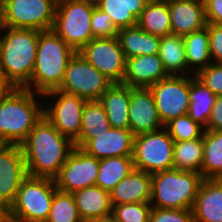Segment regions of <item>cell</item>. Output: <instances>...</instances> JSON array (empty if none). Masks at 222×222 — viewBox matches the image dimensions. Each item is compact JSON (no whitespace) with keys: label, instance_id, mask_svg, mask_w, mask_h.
<instances>
[{"label":"cell","instance_id":"43","mask_svg":"<svg viewBox=\"0 0 222 222\" xmlns=\"http://www.w3.org/2000/svg\"><path fill=\"white\" fill-rule=\"evenodd\" d=\"M16 87L7 79L0 70V101L6 98Z\"/></svg>","mask_w":222,"mask_h":222},{"label":"cell","instance_id":"3","mask_svg":"<svg viewBox=\"0 0 222 222\" xmlns=\"http://www.w3.org/2000/svg\"><path fill=\"white\" fill-rule=\"evenodd\" d=\"M75 51L53 30L41 31L38 36V48L34 70L29 85H35L38 94L56 90L63 81L66 67Z\"/></svg>","mask_w":222,"mask_h":222},{"label":"cell","instance_id":"45","mask_svg":"<svg viewBox=\"0 0 222 222\" xmlns=\"http://www.w3.org/2000/svg\"><path fill=\"white\" fill-rule=\"evenodd\" d=\"M84 222H117V220L115 219V217L111 213V214H108V215H105V216L92 218V219L86 220Z\"/></svg>","mask_w":222,"mask_h":222},{"label":"cell","instance_id":"48","mask_svg":"<svg viewBox=\"0 0 222 222\" xmlns=\"http://www.w3.org/2000/svg\"><path fill=\"white\" fill-rule=\"evenodd\" d=\"M90 2H92V3H94V4H96L98 1H100V0H89Z\"/></svg>","mask_w":222,"mask_h":222},{"label":"cell","instance_id":"31","mask_svg":"<svg viewBox=\"0 0 222 222\" xmlns=\"http://www.w3.org/2000/svg\"><path fill=\"white\" fill-rule=\"evenodd\" d=\"M158 54L169 75H177L178 71L187 68L183 36L170 34L160 37Z\"/></svg>","mask_w":222,"mask_h":222},{"label":"cell","instance_id":"6","mask_svg":"<svg viewBox=\"0 0 222 222\" xmlns=\"http://www.w3.org/2000/svg\"><path fill=\"white\" fill-rule=\"evenodd\" d=\"M54 179L27 176L9 207L14 222H46L57 191Z\"/></svg>","mask_w":222,"mask_h":222},{"label":"cell","instance_id":"49","mask_svg":"<svg viewBox=\"0 0 222 222\" xmlns=\"http://www.w3.org/2000/svg\"><path fill=\"white\" fill-rule=\"evenodd\" d=\"M6 222H14L11 218H9Z\"/></svg>","mask_w":222,"mask_h":222},{"label":"cell","instance_id":"32","mask_svg":"<svg viewBox=\"0 0 222 222\" xmlns=\"http://www.w3.org/2000/svg\"><path fill=\"white\" fill-rule=\"evenodd\" d=\"M222 173V131L204 130L203 179H215Z\"/></svg>","mask_w":222,"mask_h":222},{"label":"cell","instance_id":"24","mask_svg":"<svg viewBox=\"0 0 222 222\" xmlns=\"http://www.w3.org/2000/svg\"><path fill=\"white\" fill-rule=\"evenodd\" d=\"M117 39L126 59L159 53L160 37L143 31L138 26L119 29Z\"/></svg>","mask_w":222,"mask_h":222},{"label":"cell","instance_id":"40","mask_svg":"<svg viewBox=\"0 0 222 222\" xmlns=\"http://www.w3.org/2000/svg\"><path fill=\"white\" fill-rule=\"evenodd\" d=\"M209 36V51L211 58H216L218 63H222V25L207 23Z\"/></svg>","mask_w":222,"mask_h":222},{"label":"cell","instance_id":"7","mask_svg":"<svg viewBox=\"0 0 222 222\" xmlns=\"http://www.w3.org/2000/svg\"><path fill=\"white\" fill-rule=\"evenodd\" d=\"M96 4L89 0H58L52 30L75 52H79L94 37L91 15Z\"/></svg>","mask_w":222,"mask_h":222},{"label":"cell","instance_id":"28","mask_svg":"<svg viewBox=\"0 0 222 222\" xmlns=\"http://www.w3.org/2000/svg\"><path fill=\"white\" fill-rule=\"evenodd\" d=\"M133 169L134 165L132 156L101 159L96 185L110 193Z\"/></svg>","mask_w":222,"mask_h":222},{"label":"cell","instance_id":"8","mask_svg":"<svg viewBox=\"0 0 222 222\" xmlns=\"http://www.w3.org/2000/svg\"><path fill=\"white\" fill-rule=\"evenodd\" d=\"M174 142L166 129L136 135L132 155L134 168L151 175L174 169Z\"/></svg>","mask_w":222,"mask_h":222},{"label":"cell","instance_id":"22","mask_svg":"<svg viewBox=\"0 0 222 222\" xmlns=\"http://www.w3.org/2000/svg\"><path fill=\"white\" fill-rule=\"evenodd\" d=\"M112 128L129 129L130 86L113 83L100 100Z\"/></svg>","mask_w":222,"mask_h":222},{"label":"cell","instance_id":"11","mask_svg":"<svg viewBox=\"0 0 222 222\" xmlns=\"http://www.w3.org/2000/svg\"><path fill=\"white\" fill-rule=\"evenodd\" d=\"M153 94L160 120L164 126L176 117L188 113L190 79L170 75L149 87Z\"/></svg>","mask_w":222,"mask_h":222},{"label":"cell","instance_id":"29","mask_svg":"<svg viewBox=\"0 0 222 222\" xmlns=\"http://www.w3.org/2000/svg\"><path fill=\"white\" fill-rule=\"evenodd\" d=\"M189 99L188 116L206 128L216 95L194 76L193 79L190 78Z\"/></svg>","mask_w":222,"mask_h":222},{"label":"cell","instance_id":"1","mask_svg":"<svg viewBox=\"0 0 222 222\" xmlns=\"http://www.w3.org/2000/svg\"><path fill=\"white\" fill-rule=\"evenodd\" d=\"M28 176L55 179L74 143L43 115L20 144ZM67 149V150H66Z\"/></svg>","mask_w":222,"mask_h":222},{"label":"cell","instance_id":"26","mask_svg":"<svg viewBox=\"0 0 222 222\" xmlns=\"http://www.w3.org/2000/svg\"><path fill=\"white\" fill-rule=\"evenodd\" d=\"M111 128L107 113L99 100L86 101L81 117V130L74 146L81 148L88 140Z\"/></svg>","mask_w":222,"mask_h":222},{"label":"cell","instance_id":"33","mask_svg":"<svg viewBox=\"0 0 222 222\" xmlns=\"http://www.w3.org/2000/svg\"><path fill=\"white\" fill-rule=\"evenodd\" d=\"M183 39L187 67L190 69V64H200V67L196 71L206 68L209 65L208 60L211 58L208 28L205 27L204 29L185 35Z\"/></svg>","mask_w":222,"mask_h":222},{"label":"cell","instance_id":"30","mask_svg":"<svg viewBox=\"0 0 222 222\" xmlns=\"http://www.w3.org/2000/svg\"><path fill=\"white\" fill-rule=\"evenodd\" d=\"M204 154V133L200 138L175 141L173 151L174 169L201 173Z\"/></svg>","mask_w":222,"mask_h":222},{"label":"cell","instance_id":"46","mask_svg":"<svg viewBox=\"0 0 222 222\" xmlns=\"http://www.w3.org/2000/svg\"><path fill=\"white\" fill-rule=\"evenodd\" d=\"M8 0H0V12L5 8Z\"/></svg>","mask_w":222,"mask_h":222},{"label":"cell","instance_id":"17","mask_svg":"<svg viewBox=\"0 0 222 222\" xmlns=\"http://www.w3.org/2000/svg\"><path fill=\"white\" fill-rule=\"evenodd\" d=\"M135 135L129 129L110 128L88 140L81 149L97 159L132 156Z\"/></svg>","mask_w":222,"mask_h":222},{"label":"cell","instance_id":"23","mask_svg":"<svg viewBox=\"0 0 222 222\" xmlns=\"http://www.w3.org/2000/svg\"><path fill=\"white\" fill-rule=\"evenodd\" d=\"M73 196L78 214L83 222L112 213L110 193L98 185L78 190L73 193Z\"/></svg>","mask_w":222,"mask_h":222},{"label":"cell","instance_id":"12","mask_svg":"<svg viewBox=\"0 0 222 222\" xmlns=\"http://www.w3.org/2000/svg\"><path fill=\"white\" fill-rule=\"evenodd\" d=\"M100 160L74 146L54 179L59 191L71 193L96 185Z\"/></svg>","mask_w":222,"mask_h":222},{"label":"cell","instance_id":"36","mask_svg":"<svg viewBox=\"0 0 222 222\" xmlns=\"http://www.w3.org/2000/svg\"><path fill=\"white\" fill-rule=\"evenodd\" d=\"M150 203H129L113 205L112 214L117 222H149Z\"/></svg>","mask_w":222,"mask_h":222},{"label":"cell","instance_id":"4","mask_svg":"<svg viewBox=\"0 0 222 222\" xmlns=\"http://www.w3.org/2000/svg\"><path fill=\"white\" fill-rule=\"evenodd\" d=\"M43 110L33 91L15 88L0 101V144L20 145L43 117Z\"/></svg>","mask_w":222,"mask_h":222},{"label":"cell","instance_id":"42","mask_svg":"<svg viewBox=\"0 0 222 222\" xmlns=\"http://www.w3.org/2000/svg\"><path fill=\"white\" fill-rule=\"evenodd\" d=\"M204 130L222 131V95L216 96L207 127Z\"/></svg>","mask_w":222,"mask_h":222},{"label":"cell","instance_id":"2","mask_svg":"<svg viewBox=\"0 0 222 222\" xmlns=\"http://www.w3.org/2000/svg\"><path fill=\"white\" fill-rule=\"evenodd\" d=\"M8 29L0 37V70L16 88L29 85L34 70L38 36L41 31L24 28Z\"/></svg>","mask_w":222,"mask_h":222},{"label":"cell","instance_id":"15","mask_svg":"<svg viewBox=\"0 0 222 222\" xmlns=\"http://www.w3.org/2000/svg\"><path fill=\"white\" fill-rule=\"evenodd\" d=\"M27 176L21 145L0 144V201L10 207Z\"/></svg>","mask_w":222,"mask_h":222},{"label":"cell","instance_id":"25","mask_svg":"<svg viewBox=\"0 0 222 222\" xmlns=\"http://www.w3.org/2000/svg\"><path fill=\"white\" fill-rule=\"evenodd\" d=\"M149 0H100L96 3L118 29L137 26V19Z\"/></svg>","mask_w":222,"mask_h":222},{"label":"cell","instance_id":"14","mask_svg":"<svg viewBox=\"0 0 222 222\" xmlns=\"http://www.w3.org/2000/svg\"><path fill=\"white\" fill-rule=\"evenodd\" d=\"M43 95L59 97L54 107L43 110V115L62 135L74 142L80 134L82 112L87 100L57 89Z\"/></svg>","mask_w":222,"mask_h":222},{"label":"cell","instance_id":"37","mask_svg":"<svg viewBox=\"0 0 222 222\" xmlns=\"http://www.w3.org/2000/svg\"><path fill=\"white\" fill-rule=\"evenodd\" d=\"M91 31L94 38H115L119 29L107 13L95 6L91 15Z\"/></svg>","mask_w":222,"mask_h":222},{"label":"cell","instance_id":"13","mask_svg":"<svg viewBox=\"0 0 222 222\" xmlns=\"http://www.w3.org/2000/svg\"><path fill=\"white\" fill-rule=\"evenodd\" d=\"M79 53L112 83H122L126 58L117 37L93 38Z\"/></svg>","mask_w":222,"mask_h":222},{"label":"cell","instance_id":"21","mask_svg":"<svg viewBox=\"0 0 222 222\" xmlns=\"http://www.w3.org/2000/svg\"><path fill=\"white\" fill-rule=\"evenodd\" d=\"M192 211L194 222H222V186L216 179H203Z\"/></svg>","mask_w":222,"mask_h":222},{"label":"cell","instance_id":"16","mask_svg":"<svg viewBox=\"0 0 222 222\" xmlns=\"http://www.w3.org/2000/svg\"><path fill=\"white\" fill-rule=\"evenodd\" d=\"M162 126L150 89L130 87L129 130L136 136L159 130Z\"/></svg>","mask_w":222,"mask_h":222},{"label":"cell","instance_id":"34","mask_svg":"<svg viewBox=\"0 0 222 222\" xmlns=\"http://www.w3.org/2000/svg\"><path fill=\"white\" fill-rule=\"evenodd\" d=\"M46 222H83L78 214L73 194L57 190Z\"/></svg>","mask_w":222,"mask_h":222},{"label":"cell","instance_id":"9","mask_svg":"<svg viewBox=\"0 0 222 222\" xmlns=\"http://www.w3.org/2000/svg\"><path fill=\"white\" fill-rule=\"evenodd\" d=\"M58 0H8L0 12V27L52 30Z\"/></svg>","mask_w":222,"mask_h":222},{"label":"cell","instance_id":"38","mask_svg":"<svg viewBox=\"0 0 222 222\" xmlns=\"http://www.w3.org/2000/svg\"><path fill=\"white\" fill-rule=\"evenodd\" d=\"M195 77L213 94L222 95V63L209 64L206 68L195 72Z\"/></svg>","mask_w":222,"mask_h":222},{"label":"cell","instance_id":"5","mask_svg":"<svg viewBox=\"0 0 222 222\" xmlns=\"http://www.w3.org/2000/svg\"><path fill=\"white\" fill-rule=\"evenodd\" d=\"M151 178L150 204L152 207L193 209L199 187L203 181L201 173L171 169L154 173Z\"/></svg>","mask_w":222,"mask_h":222},{"label":"cell","instance_id":"44","mask_svg":"<svg viewBox=\"0 0 222 222\" xmlns=\"http://www.w3.org/2000/svg\"><path fill=\"white\" fill-rule=\"evenodd\" d=\"M9 218V207L0 201V222H6Z\"/></svg>","mask_w":222,"mask_h":222},{"label":"cell","instance_id":"47","mask_svg":"<svg viewBox=\"0 0 222 222\" xmlns=\"http://www.w3.org/2000/svg\"><path fill=\"white\" fill-rule=\"evenodd\" d=\"M219 183L220 185L222 186V173L217 177L215 178Z\"/></svg>","mask_w":222,"mask_h":222},{"label":"cell","instance_id":"27","mask_svg":"<svg viewBox=\"0 0 222 222\" xmlns=\"http://www.w3.org/2000/svg\"><path fill=\"white\" fill-rule=\"evenodd\" d=\"M137 26L158 37L172 34L167 0H149L137 19Z\"/></svg>","mask_w":222,"mask_h":222},{"label":"cell","instance_id":"10","mask_svg":"<svg viewBox=\"0 0 222 222\" xmlns=\"http://www.w3.org/2000/svg\"><path fill=\"white\" fill-rule=\"evenodd\" d=\"M112 84L79 52H75L68 61L63 81L57 90L92 101L100 100Z\"/></svg>","mask_w":222,"mask_h":222},{"label":"cell","instance_id":"41","mask_svg":"<svg viewBox=\"0 0 222 222\" xmlns=\"http://www.w3.org/2000/svg\"><path fill=\"white\" fill-rule=\"evenodd\" d=\"M207 23L222 25V0H204Z\"/></svg>","mask_w":222,"mask_h":222},{"label":"cell","instance_id":"19","mask_svg":"<svg viewBox=\"0 0 222 222\" xmlns=\"http://www.w3.org/2000/svg\"><path fill=\"white\" fill-rule=\"evenodd\" d=\"M169 76L159 54L139 55L126 59V70L122 83L132 88H149Z\"/></svg>","mask_w":222,"mask_h":222},{"label":"cell","instance_id":"39","mask_svg":"<svg viewBox=\"0 0 222 222\" xmlns=\"http://www.w3.org/2000/svg\"><path fill=\"white\" fill-rule=\"evenodd\" d=\"M149 222H194L193 211L152 207Z\"/></svg>","mask_w":222,"mask_h":222},{"label":"cell","instance_id":"18","mask_svg":"<svg viewBox=\"0 0 222 222\" xmlns=\"http://www.w3.org/2000/svg\"><path fill=\"white\" fill-rule=\"evenodd\" d=\"M172 34L185 36L207 25L204 0H167Z\"/></svg>","mask_w":222,"mask_h":222},{"label":"cell","instance_id":"35","mask_svg":"<svg viewBox=\"0 0 222 222\" xmlns=\"http://www.w3.org/2000/svg\"><path fill=\"white\" fill-rule=\"evenodd\" d=\"M164 127L174 141L195 140L204 133L202 126L194 122L188 114L172 119Z\"/></svg>","mask_w":222,"mask_h":222},{"label":"cell","instance_id":"20","mask_svg":"<svg viewBox=\"0 0 222 222\" xmlns=\"http://www.w3.org/2000/svg\"><path fill=\"white\" fill-rule=\"evenodd\" d=\"M151 190V174L134 168L110 192L112 206L129 203H150Z\"/></svg>","mask_w":222,"mask_h":222}]
</instances>
